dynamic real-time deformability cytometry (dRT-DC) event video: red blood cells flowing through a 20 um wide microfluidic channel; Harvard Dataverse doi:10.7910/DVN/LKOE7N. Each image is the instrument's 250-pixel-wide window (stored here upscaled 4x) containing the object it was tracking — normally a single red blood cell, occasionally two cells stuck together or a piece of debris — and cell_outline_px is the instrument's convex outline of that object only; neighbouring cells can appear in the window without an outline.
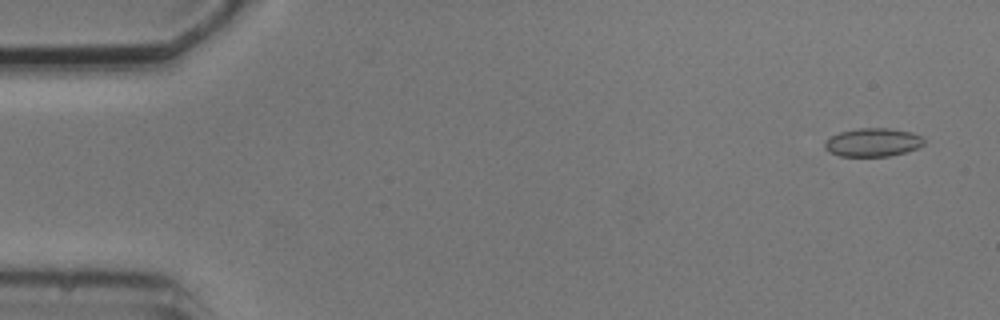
{"species": "common noctule bat (a hibernating species)", "species_latin": "Nyctalus noctula", "temperature_condition": "cold", "stored_images_in_passage": 9, "camera_frame_rate_fps": 3000, "um_per_image_px": 0.085, "animal": {"sex": "male", "body_mass_g": 20.5, "forearm_length_mm": 52.5}, "frame": {"image": 1, "passage_image": 1, "time_ms": 0.0, "image_size_px": [1000, 320], "cell_outline_px": [[924, 144], [908, 152], [888, 156], [840, 156], [828, 152], [824, 148], [824, 140], [840, 132], [860, 128], [888, 128], [912, 132], [920, 136], [924, 140]], "centroid_in_image_um": [74.17, 12.1], "position_along_channel_um": 10.8, "area_um2": 16.47}}
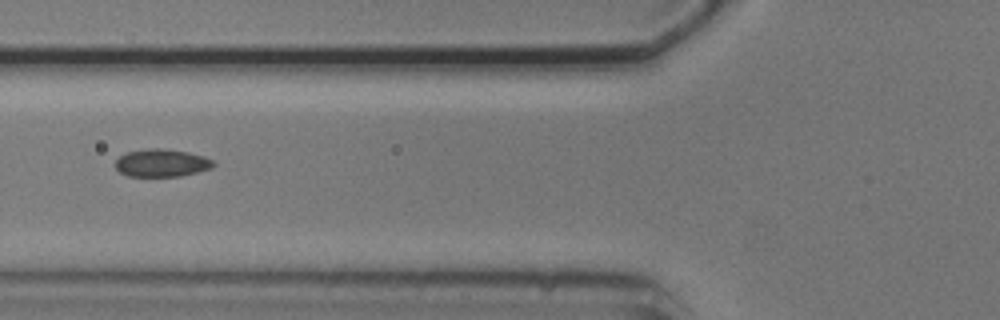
{"frame": {"image": 2, "passage_image": 6, "time_ms": 6.0, "image_size_px": [1000, 320], "cell_outline_px": [[216, 164], [212, 168], [180, 176], [128, 176], [120, 172], [116, 168], [116, 160], [120, 156], [128, 152], [148, 148], [160, 148], [188, 152], [204, 156], [212, 160]], "centroid_in_image_um": [13.75, 13.85], "position_along_channel_um": 112.0, "area_um2": 15.72}}
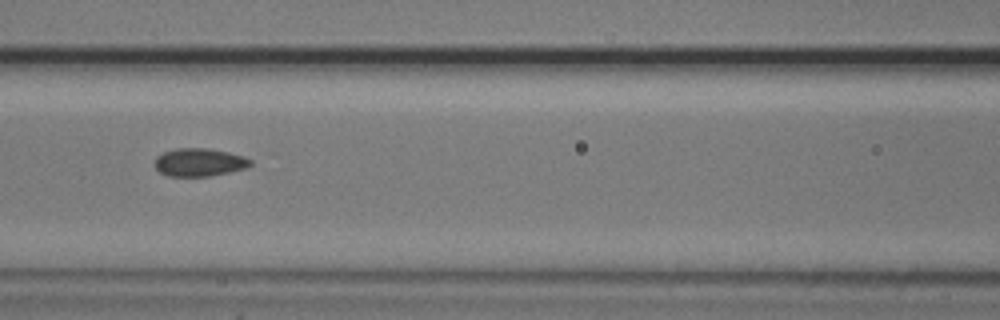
{"frame": {"image": 3, "passage_image": 7, "time_ms": 7.0, "image_size_px": [1000, 320], "cell_outline_px": [[252, 164], [248, 168], [208, 176], [168, 176], [160, 172], [156, 168], [156, 156], [164, 152], [176, 148], [208, 148], [228, 152], [244, 156], [252, 160]], "centroid_in_image_um": [16.97, 13.79], "position_along_channel_um": 149.6, "area_um2": 15.61}}